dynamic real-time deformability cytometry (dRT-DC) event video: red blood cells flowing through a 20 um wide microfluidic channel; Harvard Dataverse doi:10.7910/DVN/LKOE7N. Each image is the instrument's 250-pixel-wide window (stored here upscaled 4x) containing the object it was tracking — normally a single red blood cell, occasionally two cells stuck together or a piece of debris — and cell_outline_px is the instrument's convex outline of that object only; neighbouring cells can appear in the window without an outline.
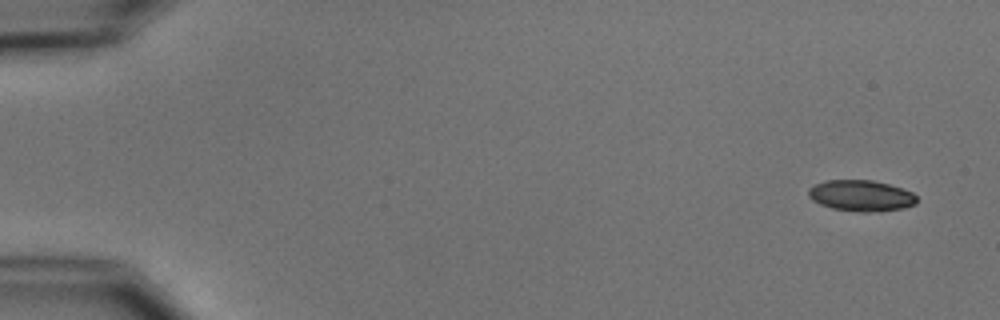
{"species": "common noctule bat (a hibernating species)", "species_latin": "Nyctalus noctula", "temperature_condition": "cold", "stored_images_in_passage": 5, "segment_of_instrument_passage": [1, 2], "camera_frame_rate_fps": 3000, "um_per_image_px": 0.085, "animal": {"sex": "male", "body_mass_g": 15.6}, "frame": {"image": 1, "passage_image": 1, "time_ms": 0.0, "image_size_px": [1000, 320], "cell_outline_px": [[916, 204], [904, 208], [880, 212], [860, 212], [832, 208], [820, 204], [812, 200], [808, 196], [808, 188], [824, 180], [872, 180], [888, 184], [912, 192], [916, 196]], "centroid_in_image_um": [73.18, 16.64], "position_along_channel_um": 11.8, "area_um2": 19.71}}
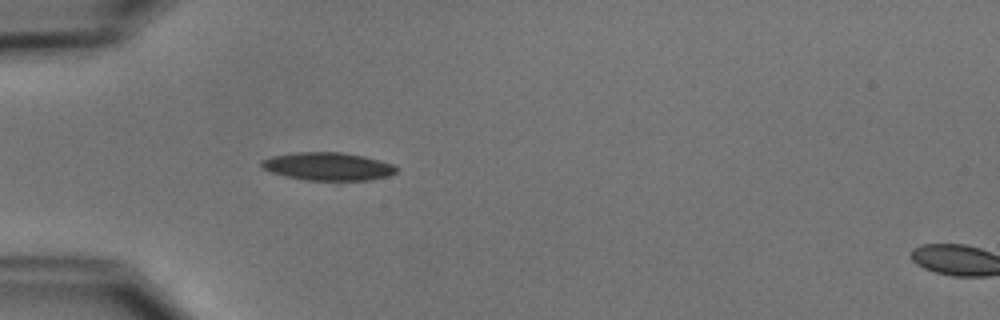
{"frame": {"image": 2, "passage_image": 4, "time_ms": 4.667, "image_size_px": [1000, 320], "cell_outline_px": [[400, 168], [396, 172], [388, 176], [368, 180], [340, 184], [336, 184], [308, 180], [288, 176], [272, 172], [264, 168], [260, 164], [260, 160], [272, 156], [296, 152], [340, 152], [364, 156], [380, 160], [392, 164]], "centroid_in_image_um": [27.94, 14.19], "position_along_channel_um": 57.1, "area_um2": 22.77}}